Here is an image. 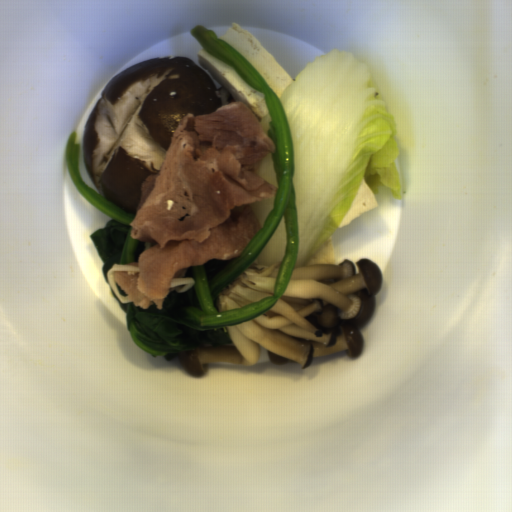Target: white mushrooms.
I'll list each match as a JSON object with an SVG mask.
<instances>
[{"mask_svg":"<svg viewBox=\"0 0 512 512\" xmlns=\"http://www.w3.org/2000/svg\"><path fill=\"white\" fill-rule=\"evenodd\" d=\"M384 278L368 258L341 264L322 263L294 268L273 306L239 325L225 326L231 344L181 352L180 365L203 375L210 365L249 367L260 361L261 346L275 366H312L314 358L344 351L363 356L362 330L375 315Z\"/></svg>","mask_w":512,"mask_h":512,"instance_id":"white-mushrooms-1","label":"white mushrooms"},{"mask_svg":"<svg viewBox=\"0 0 512 512\" xmlns=\"http://www.w3.org/2000/svg\"><path fill=\"white\" fill-rule=\"evenodd\" d=\"M282 260L273 265L248 266L229 286L216 297L218 312L231 311L274 296Z\"/></svg>","mask_w":512,"mask_h":512,"instance_id":"white-mushrooms-2","label":"white mushrooms"}]
</instances>
